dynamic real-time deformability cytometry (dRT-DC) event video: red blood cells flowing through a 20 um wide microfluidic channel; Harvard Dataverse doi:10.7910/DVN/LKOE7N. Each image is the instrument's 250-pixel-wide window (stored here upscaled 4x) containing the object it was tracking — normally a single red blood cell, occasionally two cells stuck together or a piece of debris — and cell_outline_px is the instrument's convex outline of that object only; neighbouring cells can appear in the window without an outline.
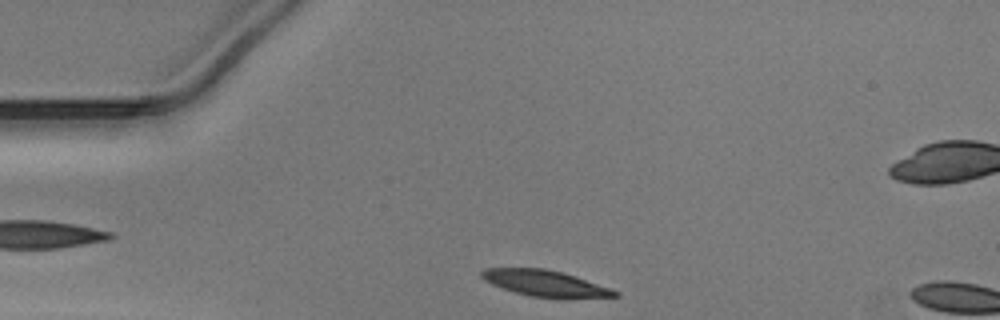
{"species": "Egyptian fruit bat (a non-hibernating species)", "species_latin": "Rousettus aegyptiacus", "temperature_condition": "warm", "stored_images_in_passage": 4, "camera_frame_rate_fps": 3000, "um_per_image_px": 0.085, "animal": {"sex": "male"}, "frame": {"image": 1, "passage_image": 1, "time_ms": 0.0, "image_size_px": [1000, 320], "cell_outline_px": [[620, 296], [568, 300], [560, 300], [528, 296], [492, 284], [484, 280], [480, 276], [480, 272], [484, 268], [544, 268], [560, 272], [612, 288], [620, 292]], "centroid_in_image_um": [46.41, 24.13], "position_along_channel_um": 38.6, "area_um2": 20.81}}